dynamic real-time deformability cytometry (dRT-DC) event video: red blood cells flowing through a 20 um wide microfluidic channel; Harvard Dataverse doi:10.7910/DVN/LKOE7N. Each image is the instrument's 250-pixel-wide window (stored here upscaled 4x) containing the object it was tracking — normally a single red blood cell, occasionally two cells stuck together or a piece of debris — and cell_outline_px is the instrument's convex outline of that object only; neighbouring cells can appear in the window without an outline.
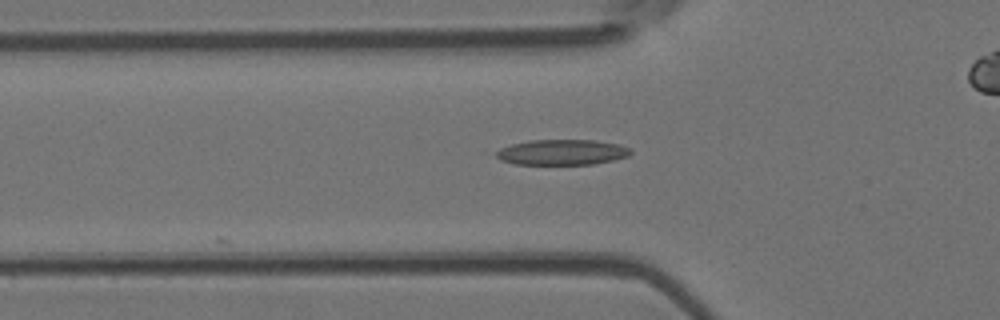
{"species": "Egyptian fruit bat (a non-hibernating species)", "species_latin": "Rousettus aegyptiacus", "temperature_condition": "room temperature", "stored_images_in_passage": 18, "camera_frame_rate_fps": 3000, "um_per_image_px": 0.085, "animal": {"sex": "female"}, "frame": {"image": 1, "passage_image": 4, "time_ms": 1.0, "image_size_px": [1000, 320], "cell_outline_px": [[632, 152], [628, 156], [612, 160], [592, 164], [516, 164], [500, 160], [492, 156], [492, 152], [500, 148], [512, 144], [528, 140], [596, 140], [620, 144], [628, 148]], "centroid_in_image_um": [47.7, 12.93], "position_along_channel_um": 78.1, "area_um2": 20.11}}
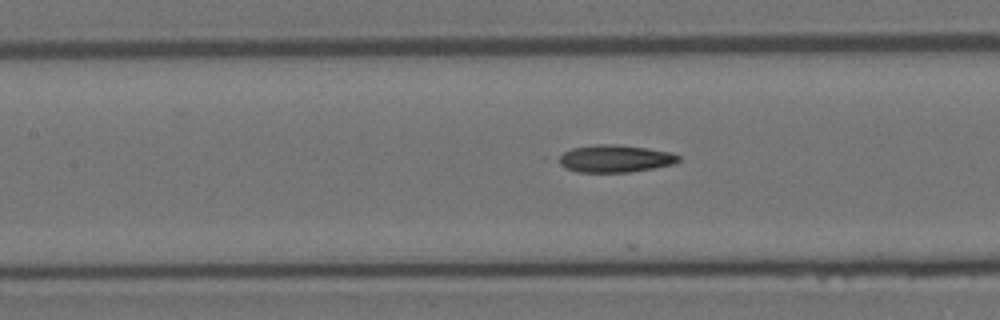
{"frame": {"image": 2, "passage_image": 10, "time_ms": 3.0, "image_size_px": [1000, 320], "cell_outline_px": [[680, 160], [672, 164], [652, 168], [628, 172], [576, 172], [560, 164], [560, 156], [564, 152], [572, 148], [596, 144], [612, 144], [644, 148], [668, 152], [680, 156]], "centroid_in_image_um": [52.26, 13.48], "position_along_channel_um": 155.1, "area_um2": 18.67}}
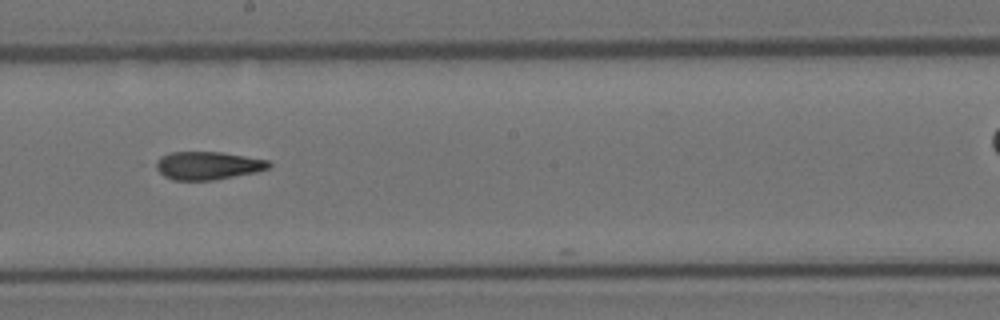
{"frame": {"image": 3, "passage_image": 16, "time_ms": 5.0, "image_size_px": [1000, 320], "cell_outline_px": [[272, 164], [268, 168], [256, 172], [216, 180], [172, 180], [164, 176], [156, 168], [156, 160], [160, 156], [172, 152], [220, 152], [268, 160]], "centroid_in_image_um": [17.65, 14.08], "position_along_channel_um": 230.6, "area_um2": 18.44}}